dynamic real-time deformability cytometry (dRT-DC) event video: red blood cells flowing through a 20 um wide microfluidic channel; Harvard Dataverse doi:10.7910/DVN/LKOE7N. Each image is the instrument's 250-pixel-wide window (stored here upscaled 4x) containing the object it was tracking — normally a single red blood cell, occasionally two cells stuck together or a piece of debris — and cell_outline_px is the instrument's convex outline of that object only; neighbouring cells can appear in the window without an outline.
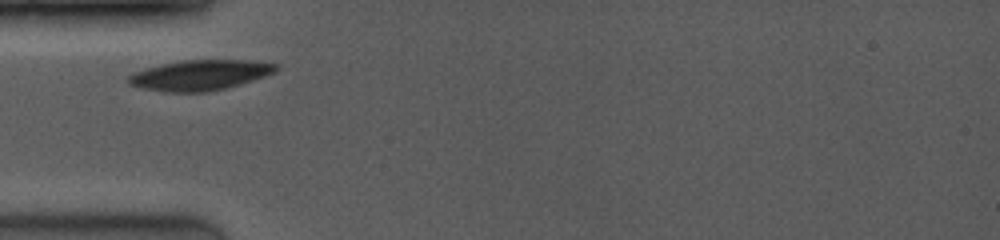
{"species": "common noctule bat (a hibernating species)", "species_latin": "Nyctalus noctula", "temperature_condition": "room temperature", "stored_images_in_passage": 5, "camera_frame_rate_fps": 4000, "um_per_image_px": 0.085, "animal": {"sex": "female", "body_mass_g": 19.0, "forearm_length_mm": 53.3}, "frame": {"image": 1, "passage_image": 1, "time_ms": 0.0, "image_size_px": [1000, 240], "cell_outline_px": [[280, 68], [264, 76], [240, 84], [208, 92], [164, 92], [144, 88], [128, 84], [128, 76], [136, 72], [148, 68], [164, 64], [184, 60], [240, 60], [276, 64]], "centroid_in_image_um": [16.98, 6.39], "position_along_channel_um": 68.0, "area_um2": 25.49}}
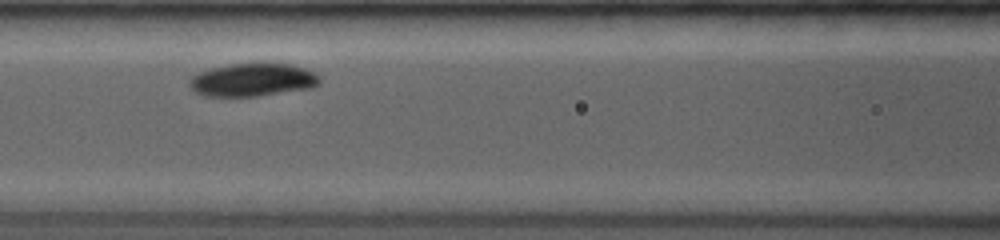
{"frame": {"image": 2, "passage_image": 3, "time_ms": 0.5, "image_size_px": [1000, 240], "cell_outline_px": [[320, 80], [316, 84], [308, 88], [256, 96], [204, 96], [196, 92], [188, 84], [192, 76], [200, 72], [212, 68], [232, 64], [260, 60], [264, 60], [284, 64], [300, 68], [312, 72]], "centroid_in_image_um": [21.4, 6.75], "position_along_channel_um": 145.2, "area_um2": 24.97}}
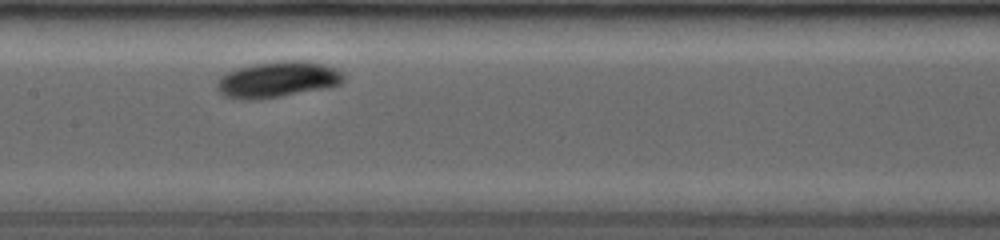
{"frame": {"image": 3, "passage_image": 4, "time_ms": 0.75, "image_size_px": [1000, 240], "cell_outline_px": [[340, 80], [336, 84], [320, 88], [280, 96], [256, 100], [240, 100], [224, 96], [220, 92], [220, 80], [228, 72], [240, 68], [256, 64], [292, 60], [320, 64], [332, 68], [340, 72]], "centroid_in_image_um": [23.51, 6.78], "position_along_channel_um": 183.9, "area_um2": 24.97}}